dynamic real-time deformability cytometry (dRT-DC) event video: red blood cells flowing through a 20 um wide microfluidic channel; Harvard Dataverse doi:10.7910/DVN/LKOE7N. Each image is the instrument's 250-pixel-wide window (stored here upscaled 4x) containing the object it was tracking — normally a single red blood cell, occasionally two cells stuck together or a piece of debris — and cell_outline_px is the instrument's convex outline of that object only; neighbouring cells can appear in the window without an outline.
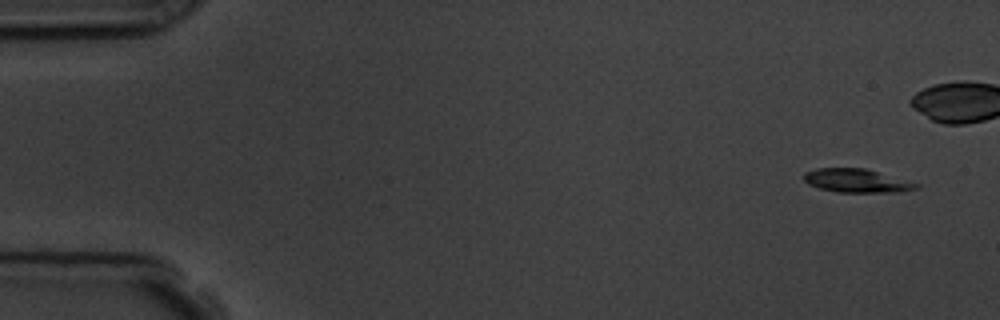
{"species": "common noctule bat (a hibernating species)", "species_latin": "Nyctalus noctula", "temperature_condition": "room temperature", "stored_images_in_passage": 5, "camera_frame_rate_fps": 3000, "um_per_image_px": 0.085, "animal": {"sex": "male", "body_mass_g": 19.5, "forearm_length_mm": 54.6}, "frame": {"image": 1, "passage_image": 5, "time_ms": 6.333, "image_size_px": [1000, 320], "cell_outline_px": [[920, 184], [916, 188], [900, 192], [836, 192], [820, 188], [808, 184], [804, 180], [804, 172], [816, 168], [864, 168]], "centroid_in_image_um": [72.77, 15.36], "position_along_channel_um": 12.2, "area_um2": 15.26}}